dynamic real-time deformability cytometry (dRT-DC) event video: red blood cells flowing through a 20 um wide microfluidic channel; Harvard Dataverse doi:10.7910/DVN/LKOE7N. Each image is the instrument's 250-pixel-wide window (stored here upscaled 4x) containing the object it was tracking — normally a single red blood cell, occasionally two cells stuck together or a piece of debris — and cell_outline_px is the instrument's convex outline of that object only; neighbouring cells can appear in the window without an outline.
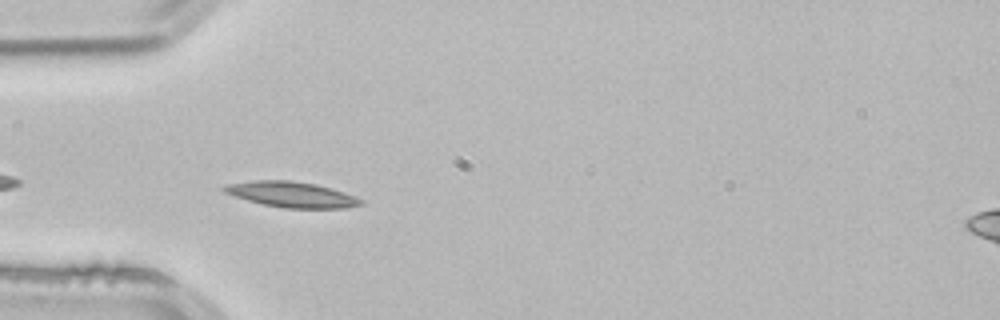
{"species": "common noctule bat (a hibernating species)", "species_latin": "Nyctalus noctula", "temperature_condition": "room temperature", "stored_images_in_passage": 2, "camera_frame_rate_fps": 3000, "um_per_image_px": 0.085, "animal": {"sex": "male", "body_mass_g": 21.5, "forearm_length_mm": 52.0}, "frame": {"image": 1, "passage_image": 2, "time_ms": 0.333, "image_size_px": [1000, 320], "cell_outline_px": [[364, 204], [348, 208], [284, 208], [264, 204], [248, 200], [224, 192], [220, 188], [228, 184], [252, 180], [292, 180], [316, 184], [364, 200]], "centroid_in_image_um": [24.77, 16.53], "position_along_channel_um": 60.2, "area_um2": 20.11}}